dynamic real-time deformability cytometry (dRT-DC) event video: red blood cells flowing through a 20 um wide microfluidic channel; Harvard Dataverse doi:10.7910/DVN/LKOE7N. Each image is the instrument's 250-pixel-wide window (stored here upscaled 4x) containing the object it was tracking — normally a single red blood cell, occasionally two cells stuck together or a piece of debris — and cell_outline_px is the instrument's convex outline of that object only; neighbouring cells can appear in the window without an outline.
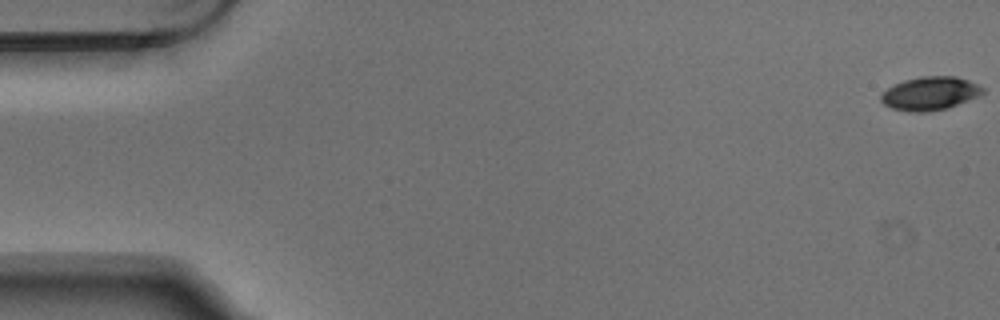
{"species": "Egyptian fruit bat (a non-hibernating species)", "species_latin": "Rousettus aegyptiacus", "temperature_condition": "warm", "stored_images_in_passage": 4, "camera_frame_rate_fps": 3000, "um_per_image_px": 0.085, "animal": {"sex": "male"}, "frame": {"image": 1, "passage_image": 1, "time_ms": 0.0, "image_size_px": [1000, 320], "cell_outline_px": [[984, 92], [980, 96], [948, 108], [928, 112], [908, 112], [892, 108], [884, 104], [880, 100], [880, 96], [892, 84], [904, 80], [920, 76], [956, 76], [968, 80], [984, 88]], "centroid_in_image_um": [79.05, 7.94], "position_along_channel_um": 5.9, "area_um2": 20.0}}
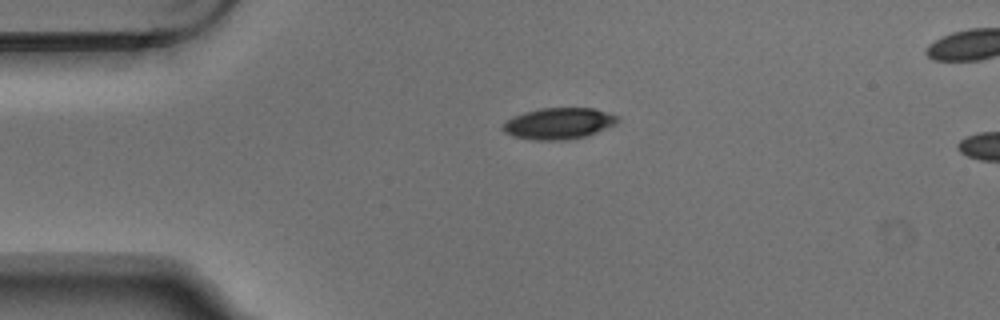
{"frame": {"image": 2, "passage_image": 3, "time_ms": 0.667, "image_size_px": [1000, 320], "cell_outline_px": [[620, 120], [616, 124], [596, 132], [584, 136], [564, 140], [532, 140], [512, 136], [504, 132], [500, 128], [512, 116], [524, 112], [540, 108], [596, 108], [620, 116]], "centroid_in_image_um": [47.49, 10.49], "position_along_channel_um": 37.5, "area_um2": 21.1}}